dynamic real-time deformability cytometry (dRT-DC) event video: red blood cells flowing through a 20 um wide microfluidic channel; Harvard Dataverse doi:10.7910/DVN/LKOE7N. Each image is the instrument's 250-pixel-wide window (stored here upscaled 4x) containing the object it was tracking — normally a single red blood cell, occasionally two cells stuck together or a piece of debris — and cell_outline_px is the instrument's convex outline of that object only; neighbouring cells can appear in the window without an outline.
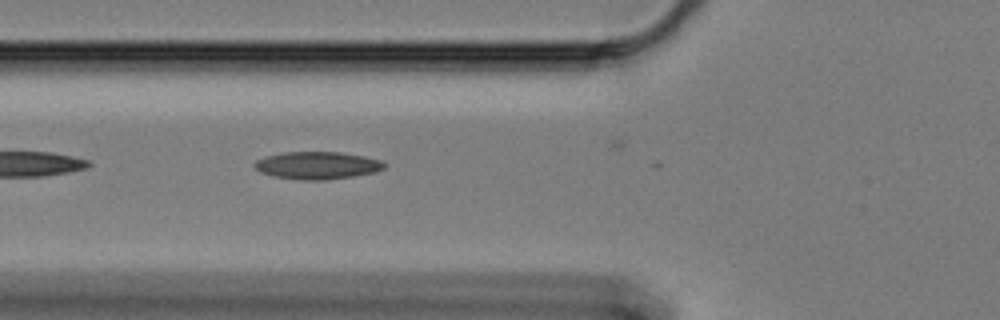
{"species": "Egyptian fruit bat (a non-hibernating species)", "species_latin": "Rousettus aegyptiacus", "temperature_condition": "cold", "stored_images_in_passage": 15, "camera_frame_rate_fps": 3000, "um_per_image_px": 0.085, "animal": {"sex": "female"}, "frame": {"image": 1, "passage_image": 2, "time_ms": 0.333, "image_size_px": [1000, 320], "cell_outline_px": [[384, 168], [376, 172], [352, 176], [324, 180], [296, 180], [272, 176], [260, 172], [252, 164], [256, 160], [264, 156], [284, 152], [340, 152], [364, 156], [380, 160], [384, 164]], "centroid_in_image_um": [26.91, 14.06], "position_along_channel_um": 98.9, "area_um2": 20.87}}
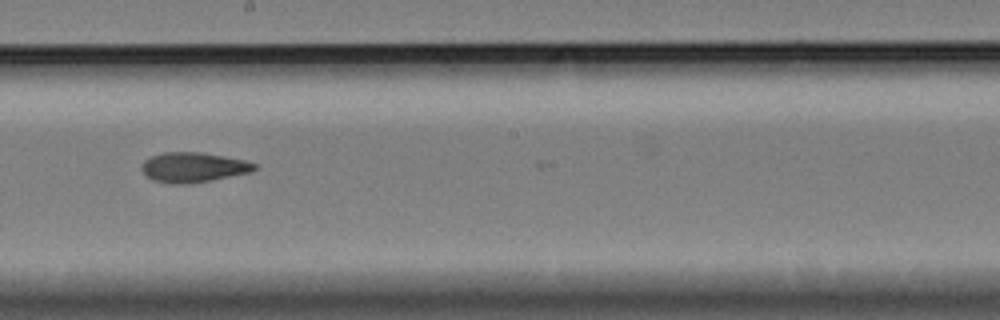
{"frame": {"image": 2, "passage_image": 14, "time_ms": 4.333, "image_size_px": [1000, 320], "cell_outline_px": [[256, 168], [252, 172], [212, 180], [188, 184], [172, 184], [152, 180], [140, 168], [144, 160], [152, 156], [164, 152], [200, 152], [244, 160], [256, 164]], "centroid_in_image_um": [16.42, 14.23], "position_along_channel_um": 231.8, "area_um2": 19.59}}